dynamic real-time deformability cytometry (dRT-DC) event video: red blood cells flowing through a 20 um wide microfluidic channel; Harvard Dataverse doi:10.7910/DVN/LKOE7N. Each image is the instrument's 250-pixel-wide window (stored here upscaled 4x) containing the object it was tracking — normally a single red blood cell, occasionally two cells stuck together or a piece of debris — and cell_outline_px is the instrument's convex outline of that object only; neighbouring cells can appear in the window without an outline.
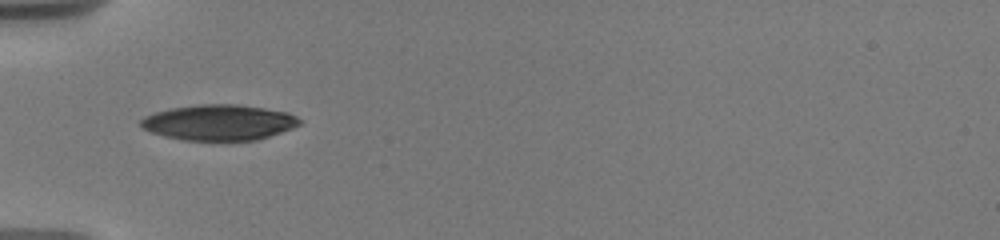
{"species": "human", "species_latin": "Homo sapiens", "temperature_condition": "warm", "stored_images_in_passage": 51, "camera_frame_rate_fps": 3000, "um_per_image_px": 0.085, "donor": {"sex": "male"}, "frame": {"image": 1, "passage_image": 1, "time_ms": 0.0, "image_size_px": [1000, 240], "cell_outline_px": [[300, 124], [292, 128], [256, 140], [180, 140], [164, 136], [140, 128], [140, 120], [144, 116], [156, 112], [172, 108], [200, 104], [236, 104], [264, 108], [288, 112], [296, 116], [300, 120]], "centroid_in_image_um": [18.58, 10.4], "position_along_channel_um": 66.4, "area_um2": 32.83}}
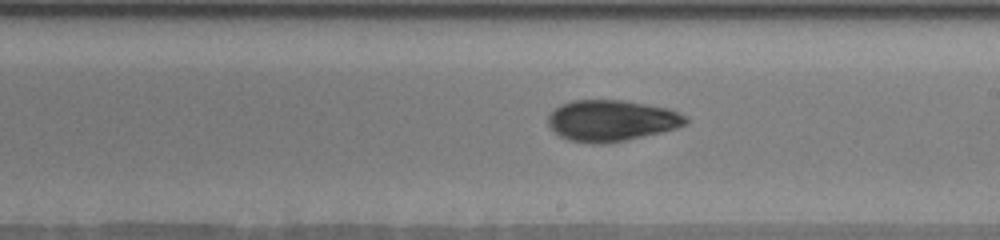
{"frame": {"image": 2, "passage_image": 26, "time_ms": 4.667, "image_size_px": [1000, 240], "cell_outline_px": [[688, 120], [684, 124], [676, 128], [660, 132], [624, 140], [604, 144], [596, 144], [568, 140], [560, 136], [548, 124], [548, 116], [560, 104], [572, 100], [624, 100], [668, 108], [688, 116]], "centroid_in_image_um": [51.97, 10.24], "position_along_channel_um": 237.0, "area_um2": 32.83}}
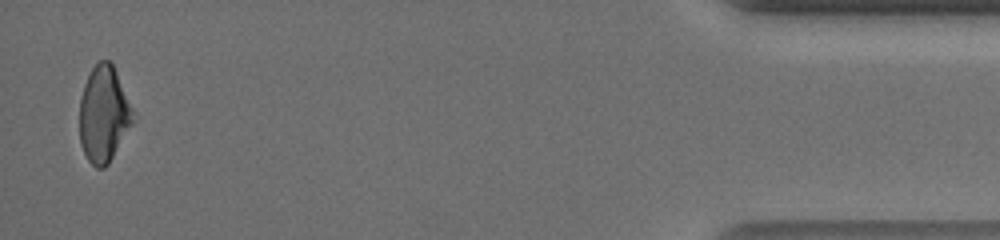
{"frame": {"image": 3, "passage_image": 50, "time_ms": 11.667, "image_size_px": [1000, 240], "cell_outline_px": [[136, 112], [132, 124], [108, 164], [104, 168], [96, 168], [88, 160], [80, 144], [80, 96], [84, 84], [92, 68], [100, 60], [108, 60], [112, 64]], "centroid_in_image_um": [8.83, 9.71], "position_along_channel_um": 426.4, "area_um2": 29.94}, "authors_computed_cell_mechanics": {"area_um2": 32.7148, "velocity_mm_per_s": 3.7338, "shape_relaxation_time_tau1_ms": 4.9476, "shape_relaxation_time_tau2_ms": 3.6736, "deformation_change_tau1": 0.1534, "deformation_change_tau2": 0.0901}}